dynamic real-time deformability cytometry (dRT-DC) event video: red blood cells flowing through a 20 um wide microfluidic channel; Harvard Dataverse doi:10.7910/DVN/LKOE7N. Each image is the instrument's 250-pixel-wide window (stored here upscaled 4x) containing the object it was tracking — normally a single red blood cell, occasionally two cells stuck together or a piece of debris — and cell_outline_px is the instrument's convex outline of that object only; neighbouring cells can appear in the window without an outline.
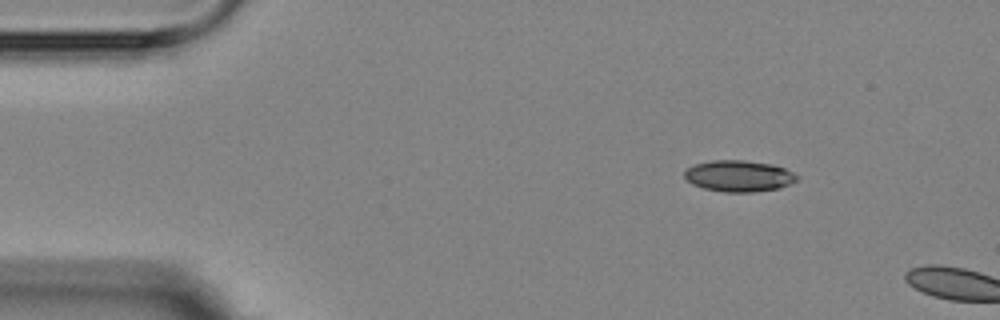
{"species": "Egyptian fruit bat (a non-hibernating species)", "species_latin": "Rousettus aegyptiacus", "temperature_condition": "room temperature", "stored_images_in_passage": 5, "camera_frame_rate_fps": 3000, "um_per_image_px": 0.085, "animal": {"sex": "female"}, "frame": {"image": 1, "passage_image": 2, "time_ms": 1.333, "image_size_px": [1000, 320], "cell_outline_px": [[800, 176], [792, 184], [780, 188], [756, 192], [724, 192], [704, 188], [692, 184], [684, 176], [684, 172], [692, 164], [712, 160], [744, 160], [772, 164], [784, 168]], "centroid_in_image_um": [62.82, 14.96], "position_along_channel_um": 22.2, "area_um2": 20.69}}